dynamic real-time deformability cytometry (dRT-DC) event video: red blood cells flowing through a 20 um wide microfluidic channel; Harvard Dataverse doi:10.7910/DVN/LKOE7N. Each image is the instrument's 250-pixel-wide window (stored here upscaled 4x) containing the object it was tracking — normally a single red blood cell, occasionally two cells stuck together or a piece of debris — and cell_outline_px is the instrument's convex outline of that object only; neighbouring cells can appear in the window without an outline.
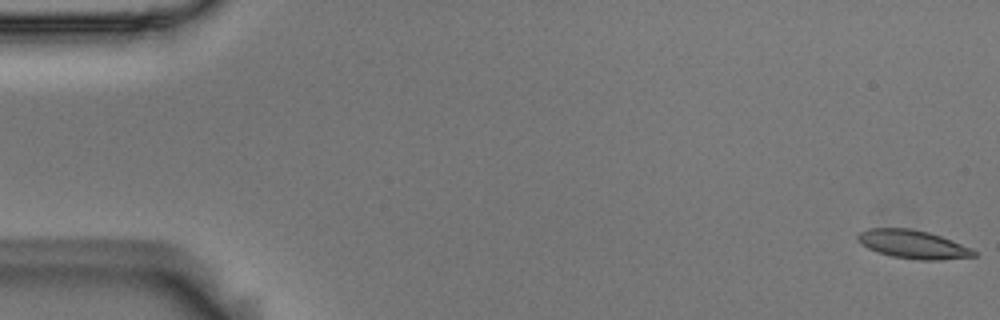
{"species": "Egyptian fruit bat (a non-hibernating species)", "species_latin": "Rousettus aegyptiacus", "temperature_condition": "room temperature", "stored_images_in_passage": 55, "camera_frame_rate_fps": 3000, "um_per_image_px": 0.085, "animal": {"sex": "male"}, "frame": {"image": 1, "passage_image": 1, "time_ms": 0.0, "image_size_px": [1000, 320], "cell_outline_px": [[976, 256], [940, 260], [916, 260], [892, 256], [868, 248], [860, 244], [856, 240], [856, 236], [860, 232], [868, 228], [912, 228], [928, 232], [952, 240], [972, 248], [976, 252]], "centroid_in_image_um": [77.59, 20.76], "position_along_channel_um": 7.4, "area_um2": 19.31}}
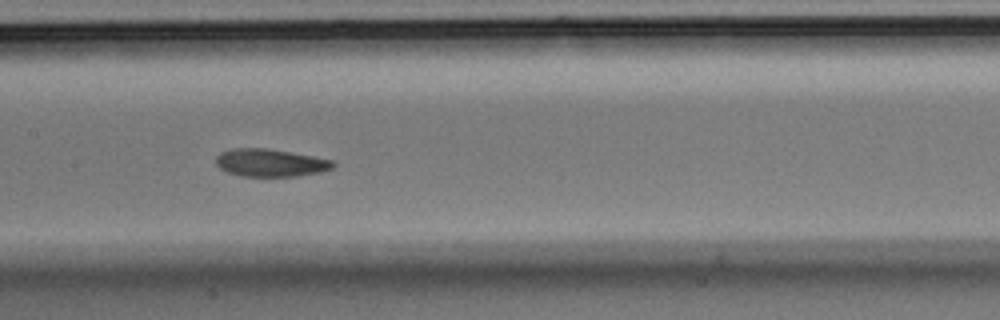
{"frame": {"image": 2, "passage_image": 27, "time_ms": 8.667, "image_size_px": [1000, 320], "cell_outline_px": [[336, 164], [332, 168], [320, 172], [296, 176], [240, 176], [228, 172], [220, 168], [216, 164], [216, 156], [220, 152], [232, 148], [268, 148], [336, 160]], "centroid_in_image_um": [23.0, 13.83], "position_along_channel_um": 184.4, "area_um2": 19.02}}
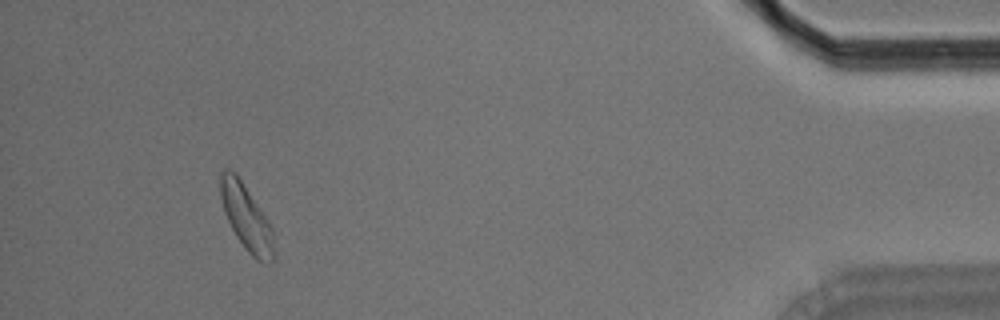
{"frame": {"image": 3, "passage_image": 51, "time_ms": 16.667, "image_size_px": [1000, 320], "cell_outline_px": [[276, 256], [268, 264], [256, 260], [248, 252], [236, 236], [224, 212], [220, 196], [220, 172], [228, 168], [236, 172], [268, 220], [272, 228]], "centroid_in_image_um": [20.95, 18.5], "position_along_channel_um": 414.2, "area_um2": 20.58}, "authors_computed_cell_mechanics": {"area_um2": 19.3052, "velocity_mm_per_s": 3.6855, "shape_relaxation_time_tau1_ms": 3.4012, "shape_relaxation_time_tau2_ms": 4.9624, "deformation_change_tau1": 0.118, "deformation_change_tau2": 0.1067}}